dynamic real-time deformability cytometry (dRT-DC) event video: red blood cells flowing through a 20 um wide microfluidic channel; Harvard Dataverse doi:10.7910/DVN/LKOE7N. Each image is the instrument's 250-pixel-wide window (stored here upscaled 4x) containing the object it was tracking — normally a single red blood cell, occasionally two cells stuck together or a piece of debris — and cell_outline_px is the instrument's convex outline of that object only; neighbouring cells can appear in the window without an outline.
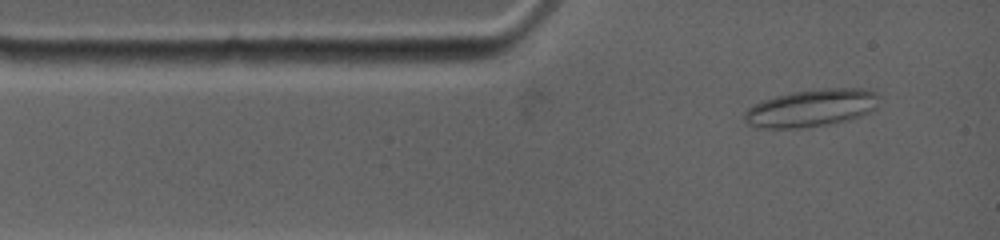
{"species": "common noctule bat (a hibernating species)", "species_latin": "Nyctalus noctula", "temperature_condition": "warm", "stored_images_in_passage": 19, "camera_frame_rate_fps": 4500, "um_per_image_px": 0.085, "animal": {"sex": "female", "body_mass_g": 19.0, "forearm_length_mm": 53.3}, "frame": {"image": 1, "passage_image": 3, "time_ms": 0.667, "image_size_px": [1000, 240], "cell_outline_px": [[880, 96], [876, 108], [868, 112], [848, 120], [828, 124], [800, 128], [756, 128], [744, 124], [744, 112], [752, 104], [776, 96], [792, 92], [820, 88], [868, 88], [876, 92]], "centroid_in_image_um": [68.94, 9.18], "position_along_channel_um": 16.1, "area_um2": 29.71}}
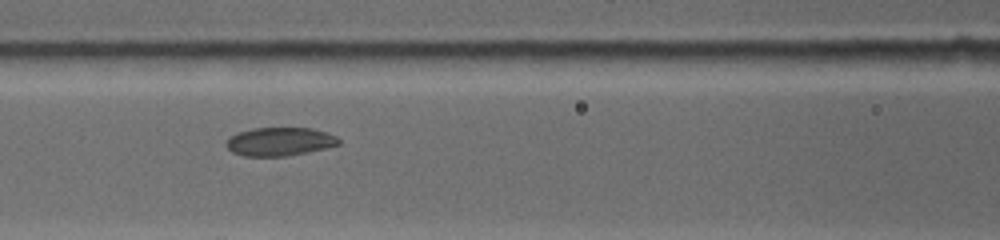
{"frame": {"image": 2, "passage_image": 15, "time_ms": 4.667, "image_size_px": [1000, 240], "cell_outline_px": [[340, 144], [308, 152], [284, 156], [244, 156], [232, 152], [224, 144], [228, 136], [236, 132], [252, 128], [312, 128], [336, 136], [340, 140]], "centroid_in_image_um": [23.71, 12.03], "position_along_channel_um": 142.9, "area_um2": 18.73}}
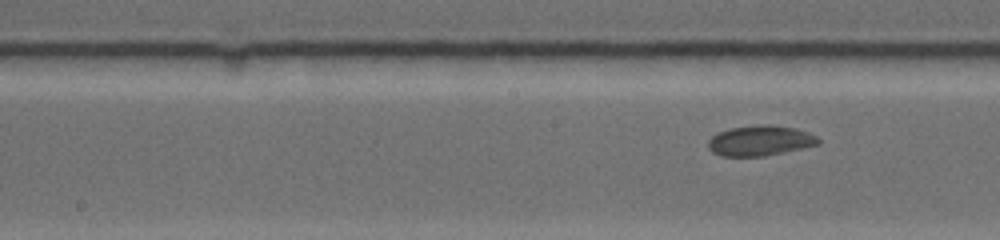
{"frame": {"image": 3, "passage_image": 19, "time_ms": 5.778, "image_size_px": [1000, 240], "cell_outline_px": [[820, 144], [784, 152], [764, 156], [720, 156], [712, 152], [708, 148], [708, 140], [712, 136], [728, 128], [756, 124], [772, 124], [796, 128], [808, 132], [816, 136], [820, 140]], "centroid_in_image_um": [64.6, 11.94], "position_along_channel_um": 183.6, "area_um2": 19.65}}